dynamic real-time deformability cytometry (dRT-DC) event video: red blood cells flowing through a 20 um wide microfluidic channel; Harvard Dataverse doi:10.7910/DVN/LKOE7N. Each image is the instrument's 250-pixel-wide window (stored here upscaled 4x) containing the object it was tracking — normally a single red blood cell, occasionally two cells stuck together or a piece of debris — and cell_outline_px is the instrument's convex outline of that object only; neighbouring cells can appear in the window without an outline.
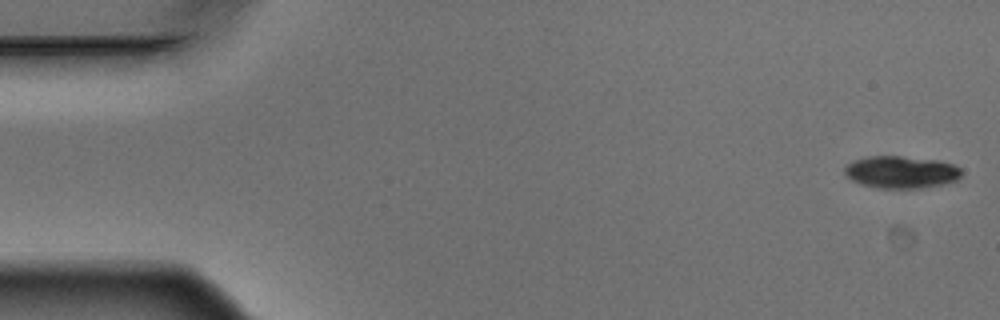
{"species": "Egyptian fruit bat (a non-hibernating species)", "species_latin": "Rousettus aegyptiacus", "temperature_condition": "warm", "stored_images_in_passage": 5, "segment_of_instrument_passage": [1, 2], "camera_frame_rate_fps": 3000, "um_per_image_px": 0.085, "animal": {"sex": "male"}, "frame": {"image": 1, "passage_image": 1, "time_ms": 0.0, "image_size_px": [1000, 320], "cell_outline_px": [[960, 176], [956, 180], [944, 184], [924, 188], [876, 188], [860, 184], [852, 180], [844, 172], [844, 168], [852, 160], [868, 156], [900, 156], [936, 160], [952, 164], [960, 168]], "centroid_in_image_um": [76.57, 14.63], "position_along_channel_um": 8.4, "area_um2": 21.96}}
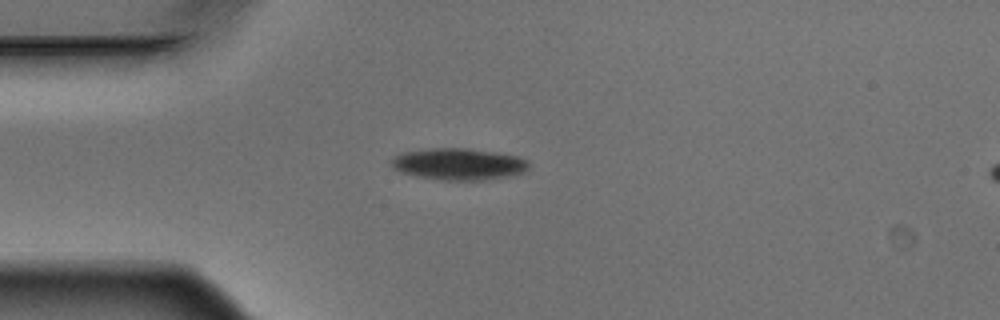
{"frame": {"image": 2, "passage_image": 4, "time_ms": 1.0, "image_size_px": [1000, 320], "cell_outline_px": [[528, 168], [524, 172], [508, 176], [484, 180], [440, 180], [416, 176], [400, 172], [392, 168], [392, 160], [400, 152], [432, 148], [464, 148], [492, 152], [516, 156], [528, 160]], "centroid_in_image_um": [38.95, 13.95], "position_along_channel_um": 46.0, "area_um2": 25.26}}